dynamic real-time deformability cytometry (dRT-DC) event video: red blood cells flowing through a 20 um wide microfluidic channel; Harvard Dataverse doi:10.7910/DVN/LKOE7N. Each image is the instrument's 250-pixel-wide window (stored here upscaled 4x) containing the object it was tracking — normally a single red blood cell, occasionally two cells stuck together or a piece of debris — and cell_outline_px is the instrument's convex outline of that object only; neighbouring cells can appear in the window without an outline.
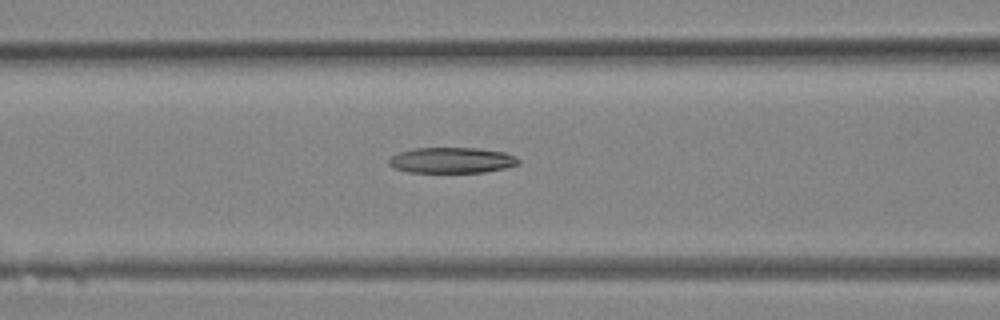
{"species": "Egyptian fruit bat (a non-hibernating species)", "species_latin": "Rousettus aegyptiacus", "temperature_condition": "room temperature", "stored_images_in_passage": 16, "camera_frame_rate_fps": 3000, "um_per_image_px": 0.085, "animal": {"sex": "female"}, "frame": {"image": 1, "passage_image": 12, "time_ms": 3.667, "image_size_px": [1000, 320], "cell_outline_px": [[520, 164], [504, 168], [484, 172], [408, 172], [392, 168], [388, 164], [388, 160], [392, 156], [400, 152], [412, 148], [476, 148], [504, 152], [516, 156], [520, 160]], "centroid_in_image_um": [38.39, 13.62], "position_along_channel_um": 128.2, "area_um2": 19.48}}
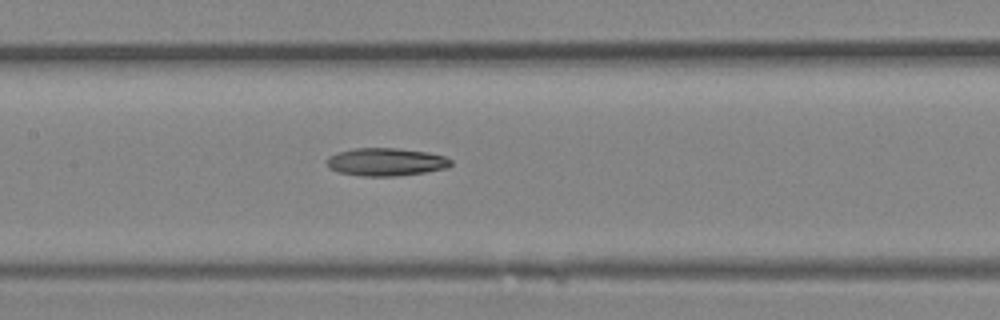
{"frame": {"image": 2, "passage_image": 14, "time_ms": 4.333, "image_size_px": [1000, 320], "cell_outline_px": [[452, 164], [448, 168], [424, 172], [396, 176], [364, 176], [340, 172], [328, 168], [328, 156], [336, 152], [356, 148], [396, 148], [428, 152], [444, 156], [452, 160]], "centroid_in_image_um": [32.82, 13.76], "position_along_channel_um": 174.6, "area_um2": 20.11}}
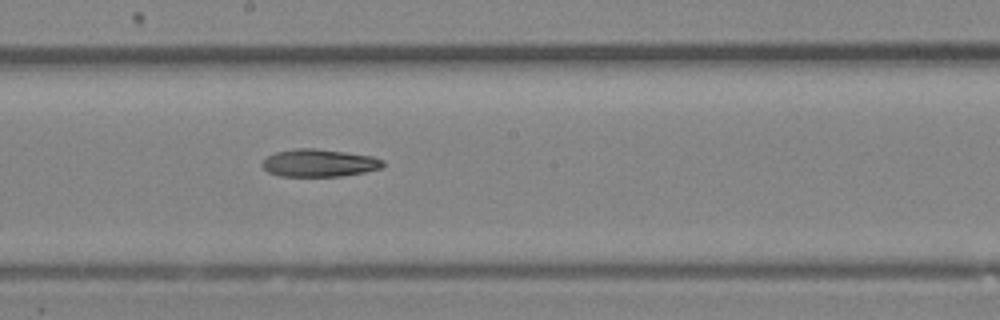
{"frame": {"image": 3, "passage_image": 16, "time_ms": 5.0, "image_size_px": [1000, 320], "cell_outline_px": [[384, 164], [380, 168], [364, 172], [340, 176], [280, 176], [268, 172], [260, 164], [268, 156], [276, 152], [296, 148], [316, 148], [372, 156], [384, 160]], "centroid_in_image_um": [27.11, 13.85], "position_along_channel_um": 221.1, "area_um2": 19.31}}